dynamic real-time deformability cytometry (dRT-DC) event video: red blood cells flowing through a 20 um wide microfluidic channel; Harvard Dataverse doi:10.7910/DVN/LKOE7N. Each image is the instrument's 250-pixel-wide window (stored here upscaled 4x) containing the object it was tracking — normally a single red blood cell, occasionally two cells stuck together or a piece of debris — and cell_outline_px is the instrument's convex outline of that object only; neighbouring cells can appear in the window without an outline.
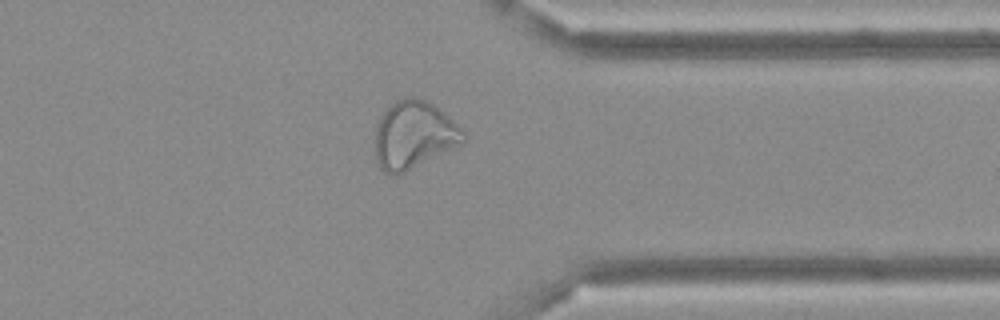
{"species": "Egyptian fruit bat (a non-hibernating species)", "species_latin": "Rousettus aegyptiacus", "temperature_condition": "cold", "stored_images_in_passage": 48, "camera_frame_rate_fps": 3000, "um_per_image_px": 0.085, "frame": {"image": 1, "passage_image": 38, "time_ms": 12.333, "image_size_px": [1000, 320], "cell_outline_px": [[468, 140], [464, 144], [396, 176], [388, 176], [380, 168], [376, 160], [376, 124], [380, 116], [396, 100], [404, 96], [412, 96], [428, 100], [444, 112], [464, 128], [468, 136]], "centroid_in_image_um": [35.23, 11.47], "position_along_channel_um": 376.2, "area_um2": 35.66}}
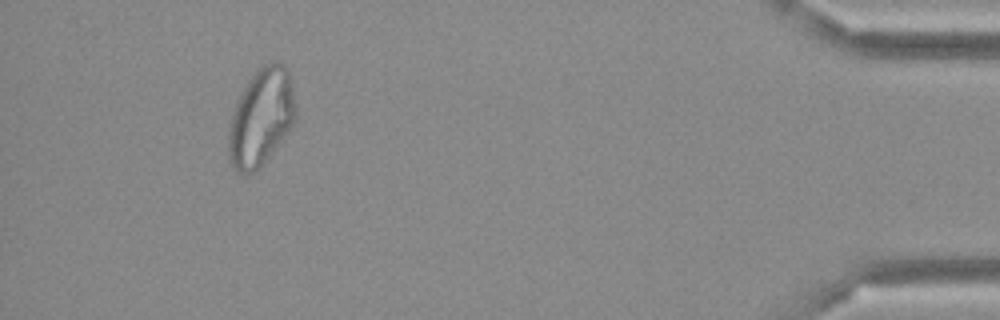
{"frame": {"image": 2, "passage_image": 45, "time_ms": 14.667, "image_size_px": [1000, 320], "cell_outline_px": [[296, 116], [292, 124], [268, 156], [248, 176], [244, 176], [236, 172], [228, 156], [228, 124], [232, 112], [248, 80], [264, 64], [284, 64], [288, 72], [292, 84], [296, 108]], "centroid_in_image_um": [22.16, 10.0], "position_along_channel_um": 413.0, "area_um2": 37.28}}